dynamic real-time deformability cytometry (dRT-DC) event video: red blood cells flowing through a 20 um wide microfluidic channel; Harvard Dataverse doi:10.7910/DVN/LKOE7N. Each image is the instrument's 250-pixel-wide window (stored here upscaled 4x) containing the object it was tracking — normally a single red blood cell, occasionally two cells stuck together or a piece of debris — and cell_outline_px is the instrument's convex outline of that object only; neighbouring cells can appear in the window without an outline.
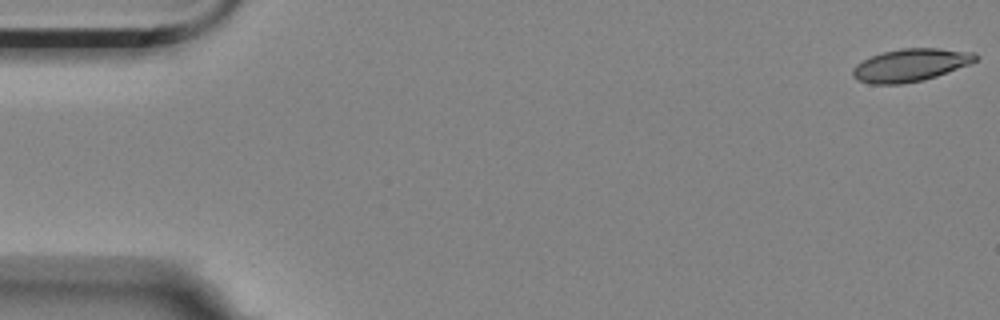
{"species": "Egyptian fruit bat (a non-hibernating species)", "species_latin": "Rousettus aegyptiacus", "temperature_condition": "room temperature", "stored_images_in_passage": 15, "camera_frame_rate_fps": 3000, "um_per_image_px": 0.085, "animal": {"sex": "female"}, "frame": {"image": 1, "passage_image": 1, "time_ms": 0.0, "image_size_px": [1000, 320], "cell_outline_px": [[980, 56], [972, 64], [924, 80], [904, 84], [872, 84], [856, 80], [852, 76], [852, 68], [856, 64], [872, 56], [884, 52], [900, 48], [936, 48], [976, 52]], "centroid_in_image_um": [77.42, 5.54], "position_along_channel_um": 7.6, "area_um2": 23.64}}
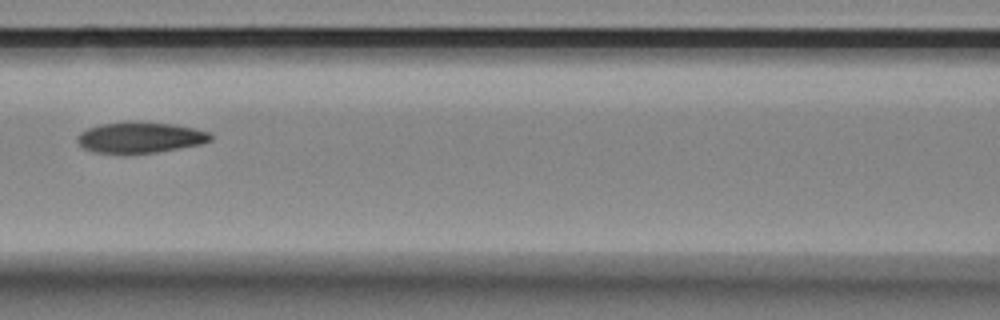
{"frame": {"image": 2, "passage_image": 7, "time_ms": 2.0, "image_size_px": [1000, 320], "cell_outline_px": [[212, 140], [200, 144], [156, 152], [92, 152], [84, 148], [76, 140], [76, 136], [80, 132], [88, 128], [100, 124], [124, 120], [176, 124], [212, 132]], "centroid_in_image_um": [11.92, 11.64], "position_along_channel_um": 154.7, "area_um2": 24.04}}
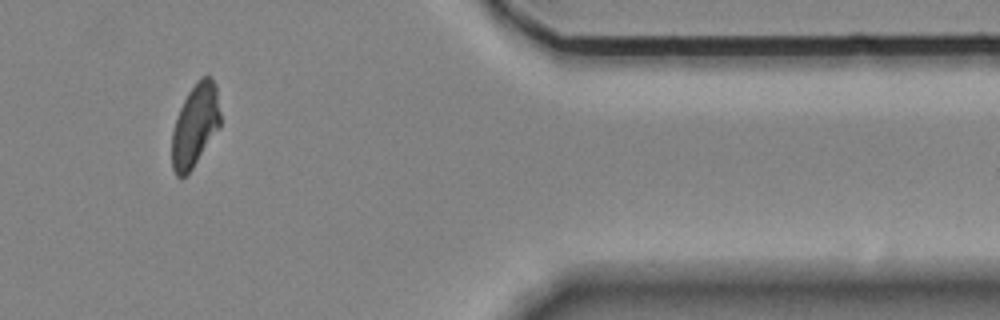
{"frame": {"image": 3, "passage_image": 13, "time_ms": 4.0, "image_size_px": [1000, 320], "cell_outline_px": [[220, 128], [192, 168], [180, 180], [176, 176], [172, 168], [172, 132], [180, 108], [188, 92], [204, 76], [212, 76], [216, 84], [220, 112]], "centroid_in_image_um": [16.59, 10.68], "position_along_channel_um": 394.8, "area_um2": 23.18}}